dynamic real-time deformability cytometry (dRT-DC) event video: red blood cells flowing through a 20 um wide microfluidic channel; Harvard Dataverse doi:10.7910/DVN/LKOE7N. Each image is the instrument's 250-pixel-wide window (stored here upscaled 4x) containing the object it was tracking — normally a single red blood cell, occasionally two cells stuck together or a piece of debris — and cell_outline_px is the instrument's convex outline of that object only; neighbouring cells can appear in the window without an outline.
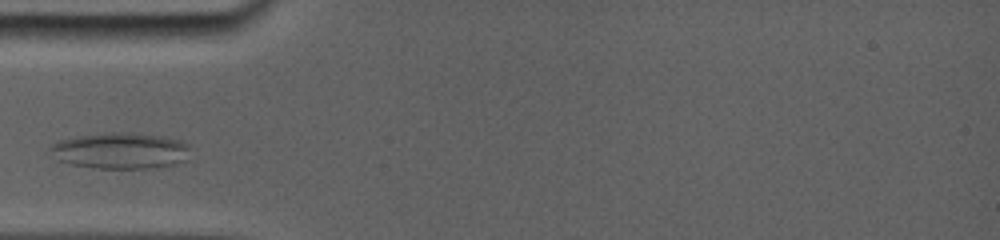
{"species": "common noctule bat (a hibernating species)", "species_latin": "Nyctalus noctula", "temperature_condition": "room temperature", "stored_images_in_passage": 14, "camera_frame_rate_fps": 5000, "um_per_image_px": 0.085, "animal": {"sex": "female", "body_mass_g": 19.0, "forearm_length_mm": 56.7}, "frame": {"image": 1, "passage_image": 2, "time_ms": 1.2, "image_size_px": [1000, 240], "cell_outline_px": [[188, 160], [176, 164], [160, 168], [96, 168], [72, 164], [56, 160], [52, 148], [56, 144], [64, 140], [88, 136], [152, 136], [176, 140], [184, 144]], "centroid_in_image_um": [10.28, 12.91], "position_along_channel_um": 74.7, "area_um2": 27.11}}
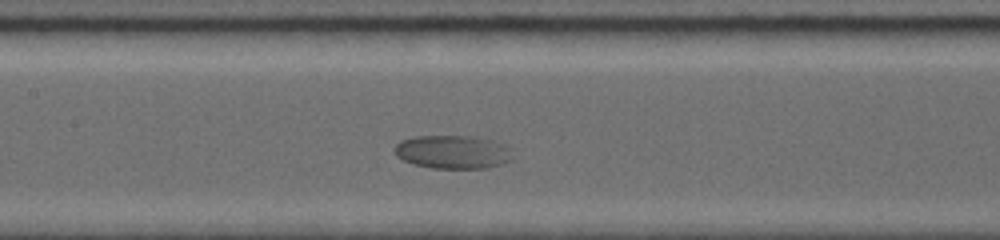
{"frame": {"image": 2, "passage_image": 5, "time_ms": 3.8, "image_size_px": [1000, 240], "cell_outline_px": [[512, 160], [488, 168], [432, 168], [412, 164], [396, 156], [396, 144], [404, 140], [416, 136], [460, 136], [480, 140]], "centroid_in_image_um": [38.17, 12.97], "position_along_channel_um": 169.2, "area_um2": 20.87}}
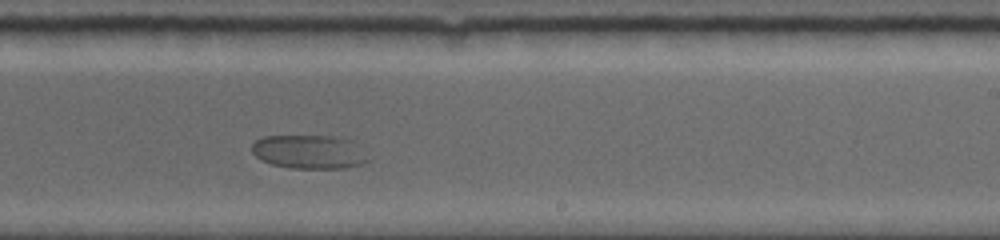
{"frame": {"image": 3, "passage_image": 11, "time_ms": 6.4, "image_size_px": [1000, 240], "cell_outline_px": [[372, 156], [368, 160], [360, 164], [344, 168], [288, 168], [272, 164], [260, 160], [252, 152], [252, 144], [256, 140], [264, 136], [332, 136], [352, 140]], "centroid_in_image_um": [26.31, 12.91], "position_along_channel_um": 262.7, "area_um2": 23.12}}